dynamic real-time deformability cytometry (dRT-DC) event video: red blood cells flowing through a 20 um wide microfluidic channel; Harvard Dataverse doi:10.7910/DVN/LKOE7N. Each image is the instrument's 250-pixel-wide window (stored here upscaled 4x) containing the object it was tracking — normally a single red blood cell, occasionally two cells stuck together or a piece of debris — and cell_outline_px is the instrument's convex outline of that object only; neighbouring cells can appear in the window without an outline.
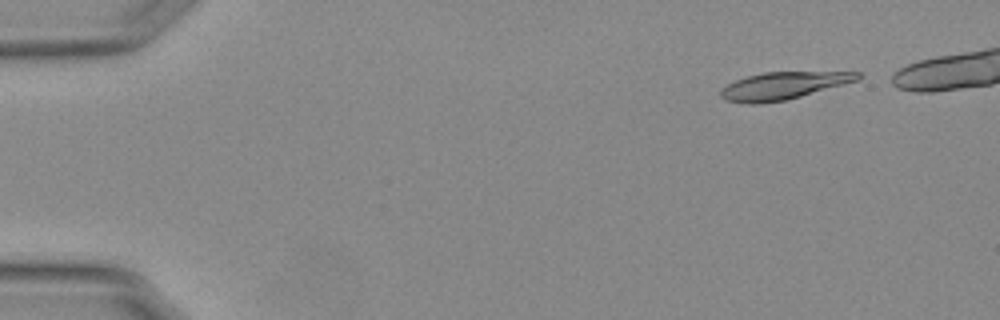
{"species": "Egyptian fruit bat (a non-hibernating species)", "species_latin": "Rousettus aegyptiacus", "temperature_condition": "warm", "stored_images_in_passage": 18, "camera_frame_rate_fps": 3000, "um_per_image_px": 0.085, "animal": {"sex": "female"}, "frame": {"image": 1, "passage_image": 3, "time_ms": 0.667, "image_size_px": [1000, 320], "cell_outline_px": [[864, 76], [860, 80], [788, 100], [760, 104], [748, 104], [724, 100], [720, 96], [720, 88], [736, 80], [748, 76], [764, 72], [860, 72]], "centroid_in_image_um": [66.6, 7.3], "position_along_channel_um": 18.4, "area_um2": 22.14}}
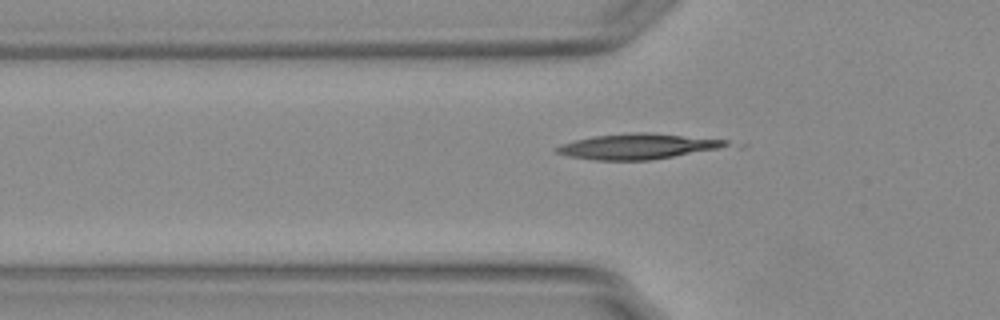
{"frame": {"image": 2, "passage_image": 16, "time_ms": 5.0, "image_size_px": [1000, 320], "cell_outline_px": [[748, 144], [744, 148], [648, 160], [596, 160], [568, 156], [556, 152], [552, 148], [560, 144], [592, 136], [632, 132], [648, 132], [728, 140]], "centroid_in_image_um": [54.63, 12.45], "position_along_channel_um": 71.2, "area_um2": 26.88}}